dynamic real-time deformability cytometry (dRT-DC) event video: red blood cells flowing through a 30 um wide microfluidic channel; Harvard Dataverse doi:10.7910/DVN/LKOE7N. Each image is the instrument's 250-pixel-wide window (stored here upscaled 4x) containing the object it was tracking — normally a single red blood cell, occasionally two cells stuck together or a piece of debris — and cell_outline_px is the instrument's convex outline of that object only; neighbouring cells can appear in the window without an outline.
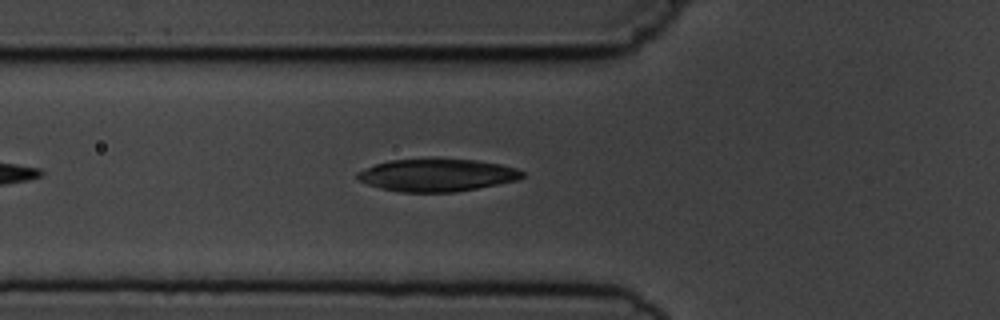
{"species": "common noctule bat (a hibernating species)", "species_latin": "Nyctalus noctula", "temperature_condition": "cold", "stored_images_in_passage": 5, "camera_frame_rate_fps": 3000, "um_per_image_px": 0.085, "animal": {"sex": "male", "body_mass_g": 19.5, "forearm_length_mm": 54.6}, "frame": {"image": 1, "passage_image": 5, "time_ms": 4.667, "image_size_px": [1000, 320], "cell_outline_px": [[524, 176], [516, 180], [456, 192], [400, 192], [380, 188], [368, 184], [360, 180], [356, 176], [356, 172], [364, 168], [388, 160], [436, 156], [476, 160], [500, 164], [516, 168], [524, 172]], "centroid_in_image_um": [37.11, 14.84], "position_along_channel_um": 88.7, "area_um2": 32.02}}